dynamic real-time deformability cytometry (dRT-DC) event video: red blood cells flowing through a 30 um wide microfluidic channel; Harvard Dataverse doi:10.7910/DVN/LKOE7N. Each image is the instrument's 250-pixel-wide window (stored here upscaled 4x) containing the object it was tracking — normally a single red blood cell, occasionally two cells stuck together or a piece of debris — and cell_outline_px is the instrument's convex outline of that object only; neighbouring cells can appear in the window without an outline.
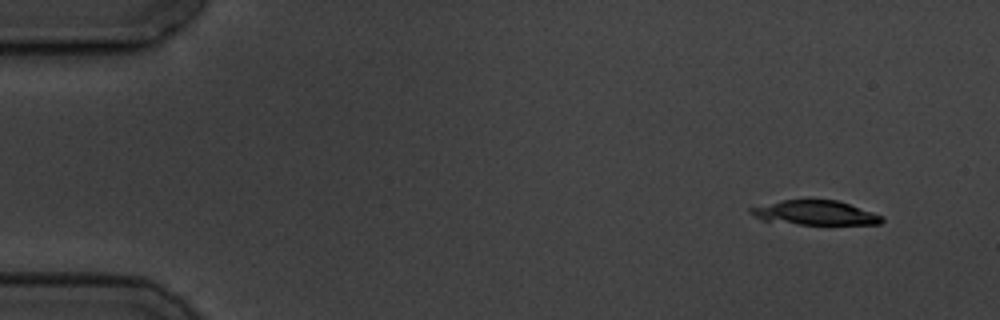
{"species": "common noctule bat (a hibernating species)", "species_latin": "Nyctalus noctula", "temperature_condition": "cold", "stored_images_in_passage": 4, "camera_frame_rate_fps": 3000, "um_per_image_px": 0.085, "animal": {"sex": "male", "body_mass_g": 19.5, "forearm_length_mm": 54.6}, "frame": {"image": 1, "passage_image": 1, "time_ms": 0.0, "image_size_px": [1000, 320], "cell_outline_px": [[884, 220], [880, 224], [800, 224], [764, 220], [748, 212], [748, 208], [784, 200], [836, 200], [884, 216]], "centroid_in_image_um": [69.3, 18.09], "position_along_channel_um": 15.7, "area_um2": 18.26}}
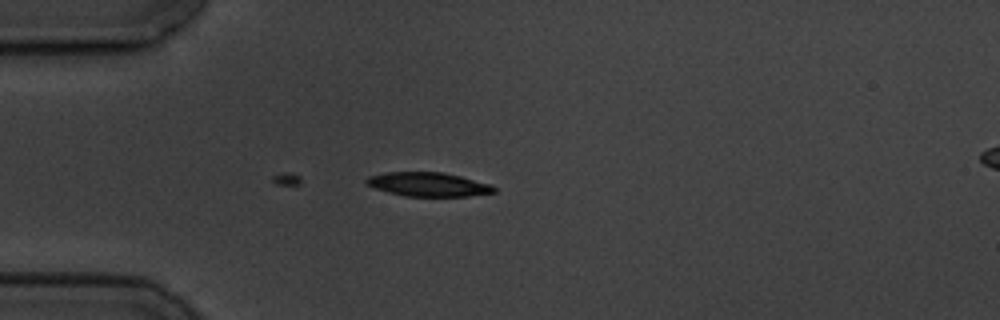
{"frame": {"image": 2, "passage_image": 4, "time_ms": 3.667, "image_size_px": [1000, 320], "cell_outline_px": [[496, 192], [468, 196], [404, 196], [388, 192], [364, 184], [364, 180], [368, 176], [388, 172], [444, 172], [492, 184], [496, 188]], "centroid_in_image_um": [36.4, 15.67], "position_along_channel_um": 48.6, "area_um2": 17.92}}